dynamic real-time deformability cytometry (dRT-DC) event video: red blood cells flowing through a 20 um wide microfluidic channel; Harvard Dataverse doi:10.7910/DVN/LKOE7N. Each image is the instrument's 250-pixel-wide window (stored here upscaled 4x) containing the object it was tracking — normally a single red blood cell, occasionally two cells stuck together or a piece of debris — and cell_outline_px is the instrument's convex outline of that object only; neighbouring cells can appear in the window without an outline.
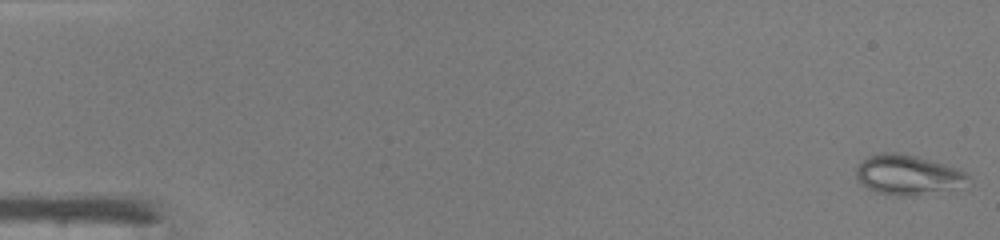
{"species": "common noctule bat (a hibernating species)", "species_latin": "Nyctalus noctula", "temperature_condition": "warm", "stored_images_in_passage": 47, "camera_frame_rate_fps": 3000, "um_per_image_px": 0.085, "animal": {"sex": "male", "body_mass_g": 19.0, "forearm_length_mm": 50.8}, "frame": {"image": 1, "passage_image": 1, "time_ms": 0.0, "image_size_px": [1000, 240], "cell_outline_px": [[972, 176], [956, 192], [912, 196], [900, 196], [876, 192], [868, 188], [856, 180], [856, 164], [868, 156], [880, 152], [896, 152], [916, 156], [944, 164], [956, 168]], "centroid_in_image_um": [77.2, 14.89], "position_along_channel_um": 7.8, "area_um2": 26.82}}
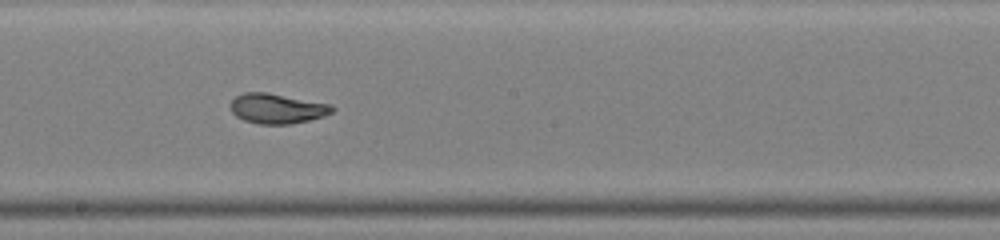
{"frame": {"image": 2, "passage_image": 27, "time_ms": 8.667, "image_size_px": [1000, 240], "cell_outline_px": [[336, 108], [332, 112], [324, 116], [308, 120], [288, 124], [260, 124], [244, 120], [236, 116], [232, 112], [228, 104], [236, 96], [244, 92], [268, 92], [332, 104]], "centroid_in_image_um": [23.55, 9.21], "position_along_channel_um": 224.7, "area_um2": 17.92}}
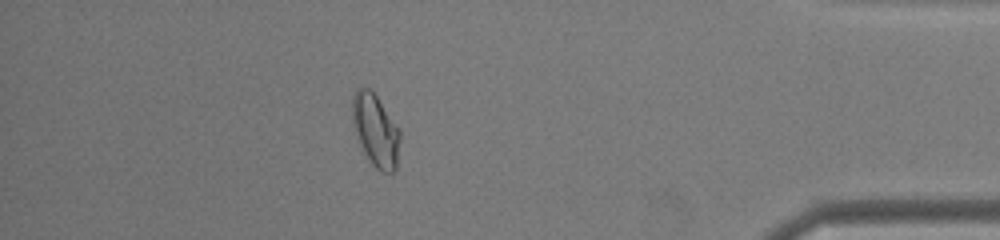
{"frame": {"image": 3, "passage_image": 42, "time_ms": 13.667, "image_size_px": [1000, 240], "cell_outline_px": [[400, 140], [396, 172], [380, 172], [368, 160], [360, 144], [352, 120], [352, 96], [356, 88], [368, 88], [376, 96], [400, 128]], "centroid_in_image_um": [31.94, 11.1], "position_along_channel_um": 403.3, "area_um2": 20.17}, "authors_computed_cell_mechanics": {"area_um2": 19.5942, "velocity_mm_per_s": 4.3301, "shape_relaxation_time_tau1_ms": 4.7522, "shape_relaxation_time_tau2_ms": 1.1006, "deformation_change_tau1": 0.1897, "deformation_change_tau2": 0.039}}